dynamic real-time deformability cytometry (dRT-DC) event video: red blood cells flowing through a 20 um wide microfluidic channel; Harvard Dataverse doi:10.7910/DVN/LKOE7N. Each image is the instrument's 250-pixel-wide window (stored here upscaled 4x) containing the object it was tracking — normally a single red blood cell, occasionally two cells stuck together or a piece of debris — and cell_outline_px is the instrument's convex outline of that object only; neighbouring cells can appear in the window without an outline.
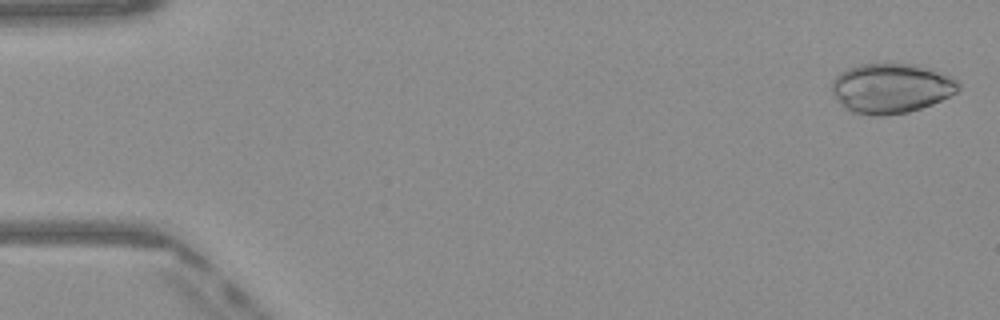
{"species": "Egyptian fruit bat (a non-hibernating species)", "species_latin": "Rousettus aegyptiacus", "temperature_condition": "warm", "stored_images_in_passage": 50, "camera_frame_rate_fps": 3000, "um_per_image_px": 0.085, "frame": {"image": 1, "passage_image": 2, "time_ms": 0.333, "image_size_px": [1000, 320], "cell_outline_px": [[960, 88], [956, 92], [932, 104], [908, 112], [884, 116], [872, 116], [852, 112], [844, 108], [836, 100], [832, 92], [832, 80], [840, 72], [848, 68], [860, 64], [888, 60], [916, 64], [932, 68], [960, 80]], "centroid_in_image_um": [75.74, 7.45], "position_along_channel_um": 9.3, "area_um2": 37.92}}
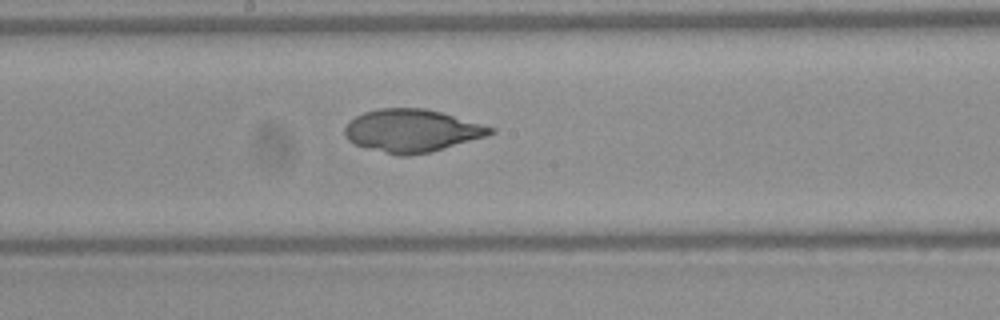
{"frame": {"image": 2, "passage_image": 27, "time_ms": 8.667, "image_size_px": [1000, 320], "cell_outline_px": [[496, 132], [488, 136], [432, 152], [408, 156], [396, 156], [352, 144], [344, 136], [344, 128], [356, 116], [364, 112], [380, 108], [424, 108], [440, 112], [496, 128]], "centroid_in_image_um": [35.01, 11.13], "position_along_channel_um": 213.2, "area_um2": 36.53}}
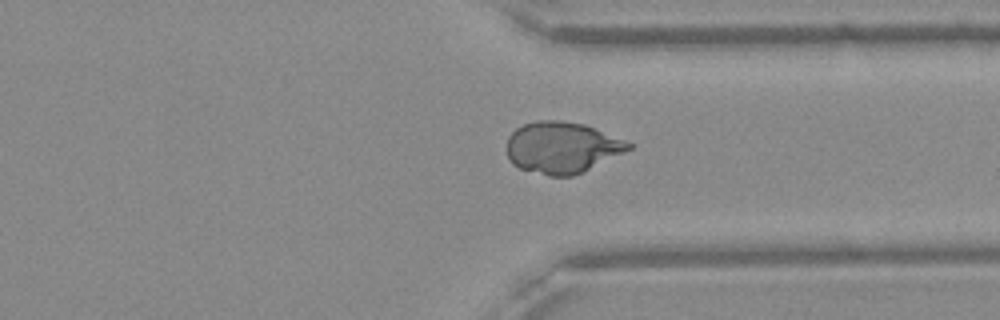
{"frame": {"image": 3, "passage_image": 38, "time_ms": 12.333, "image_size_px": [1000, 320], "cell_outline_px": [[632, 148], [624, 152], [572, 176], [548, 176], [520, 168], [512, 164], [508, 156], [508, 136], [516, 128], [524, 124], [536, 120], [560, 120], [584, 124], [624, 140], [632, 144]], "centroid_in_image_um": [47.73, 12.53], "position_along_channel_um": 363.7, "area_um2": 36.01}}